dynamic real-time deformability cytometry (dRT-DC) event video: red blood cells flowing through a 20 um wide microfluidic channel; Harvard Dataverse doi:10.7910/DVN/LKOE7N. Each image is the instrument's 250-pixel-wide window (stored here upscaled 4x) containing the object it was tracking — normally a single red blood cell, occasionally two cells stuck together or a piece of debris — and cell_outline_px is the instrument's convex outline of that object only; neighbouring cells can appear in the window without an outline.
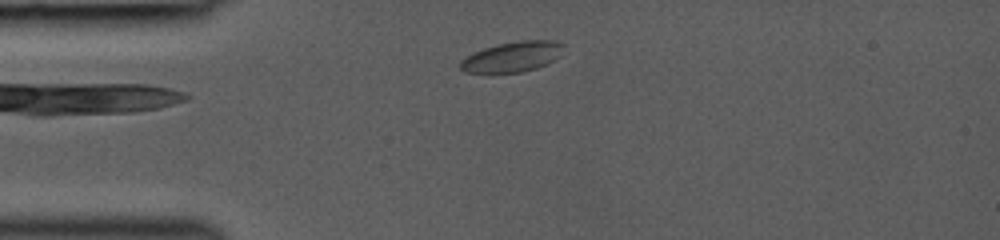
{"species": "common noctule bat (a hibernating species)", "species_latin": "Nyctalus noctula", "temperature_condition": "room temperature", "stored_images_in_passage": 14, "camera_frame_rate_fps": 3000, "um_per_image_px": 0.085, "animal": {"sex": "female", "body_mass_g": 19.0, "forearm_length_mm": 53.3}, "frame": {"image": 1, "passage_image": 1, "time_ms": 0.0, "image_size_px": [1000, 240], "cell_outline_px": [[564, 44], [560, 56], [556, 60], [536, 68], [520, 72], [464, 72], [460, 68], [460, 60], [464, 56], [472, 52], [484, 48], [500, 44], [520, 40], [556, 40]], "centroid_in_image_um": [43.56, 4.81], "position_along_channel_um": 41.4, "area_um2": 18.26}}
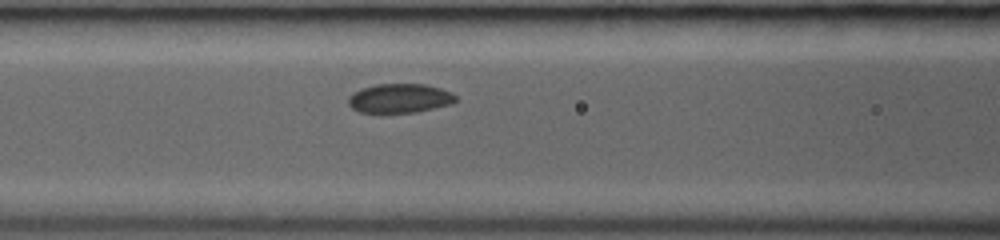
{"frame": {"image": 2, "passage_image": 6, "time_ms": 2.667, "image_size_px": [1000, 240], "cell_outline_px": [[456, 100], [452, 104], [416, 112], [360, 112], [352, 108], [348, 104], [348, 96], [352, 92], [360, 88], [376, 84], [424, 84], [440, 88], [452, 92], [456, 96]], "centroid_in_image_um": [33.96, 8.34], "position_along_channel_um": 132.6, "area_um2": 18.32}}
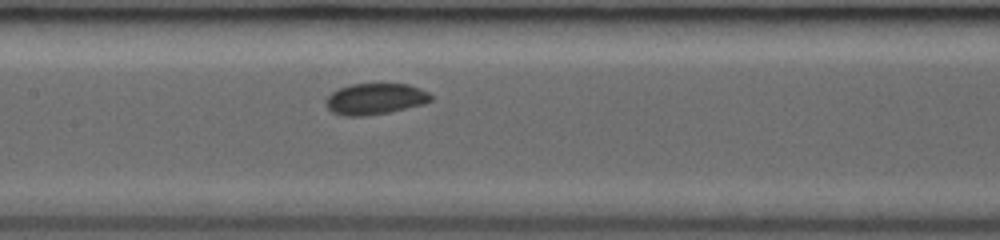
{"frame": {"image": 3, "passage_image": 11, "time_ms": 3.667, "image_size_px": [1000, 240], "cell_outline_px": [[432, 100], [424, 104], [388, 112], [364, 116], [344, 116], [332, 112], [324, 104], [324, 100], [332, 92], [340, 88], [352, 84], [408, 84], [420, 88], [428, 92], [432, 96]], "centroid_in_image_um": [31.87, 8.41], "position_along_channel_um": 175.5, "area_um2": 19.07}}